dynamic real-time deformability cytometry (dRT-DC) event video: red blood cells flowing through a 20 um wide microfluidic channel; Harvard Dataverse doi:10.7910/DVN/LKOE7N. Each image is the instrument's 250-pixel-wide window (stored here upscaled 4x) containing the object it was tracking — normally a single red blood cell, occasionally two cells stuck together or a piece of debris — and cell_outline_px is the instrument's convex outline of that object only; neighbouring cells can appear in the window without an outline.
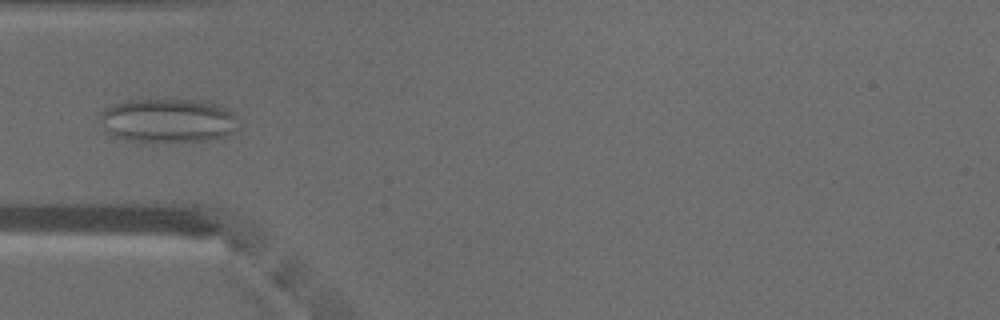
{"species": "common noctule bat (a hibernating species)", "species_latin": "Nyctalus noctula", "temperature_condition": "warm", "stored_images_in_passage": 48, "camera_frame_rate_fps": 3000, "um_per_image_px": 0.085, "animal": {"sex": "male", "body_mass_g": 18.8}, "frame": {"image": 1, "passage_image": 14, "time_ms": 4.333, "image_size_px": [1000, 320], "cell_outline_px": [[240, 128], [224, 136], [208, 140], [128, 140], [116, 136], [108, 132], [104, 128], [100, 120], [100, 112], [104, 108], [112, 104], [128, 100], [200, 100], [224, 108], [232, 112]], "centroid_in_image_um": [14.25, 10.22], "position_along_channel_um": 70.7, "area_um2": 34.74}}
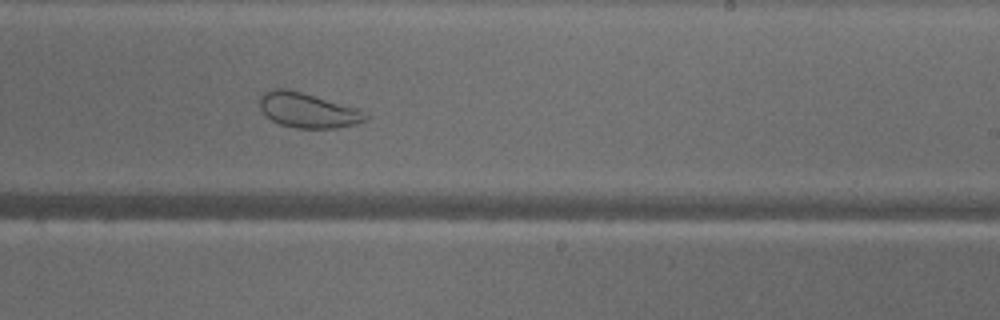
{"frame": {"image": 2, "passage_image": 28, "time_ms": 9.0, "image_size_px": [1000, 320], "cell_outline_px": [[368, 116], [364, 120], [352, 124], [336, 128], [296, 128], [280, 124], [272, 120], [260, 108], [260, 96], [264, 92], [272, 88], [288, 88], [360, 108]], "centroid_in_image_um": [26.15, 9.35], "position_along_channel_um": 262.8, "area_um2": 21.5}}